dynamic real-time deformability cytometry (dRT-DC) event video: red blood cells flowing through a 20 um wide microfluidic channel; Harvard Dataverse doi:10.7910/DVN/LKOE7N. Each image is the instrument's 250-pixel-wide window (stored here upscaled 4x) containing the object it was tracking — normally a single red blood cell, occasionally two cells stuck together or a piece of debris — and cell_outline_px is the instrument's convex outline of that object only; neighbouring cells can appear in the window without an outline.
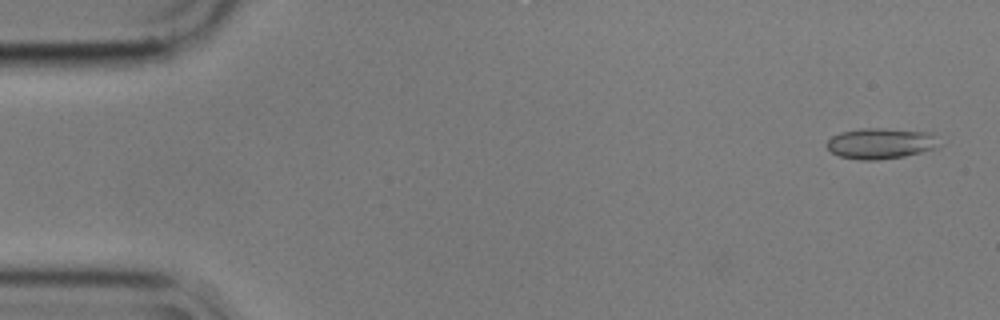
{"species": "common noctule bat (a hibernating species)", "species_latin": "Nyctalus noctula", "temperature_condition": "cold", "stored_images_in_passage": 49, "camera_frame_rate_fps": 3000, "um_per_image_px": 0.085, "animal": {"sex": "male", "body_mass_g": 17.9}, "frame": {"image": 1, "passage_image": 2, "time_ms": 0.333, "image_size_px": [1000, 320], "cell_outline_px": [[940, 144], [936, 148], [904, 156], [876, 160], [860, 160], [840, 156], [832, 152], [824, 144], [832, 136], [840, 132], [860, 128], [880, 128], [928, 132]], "centroid_in_image_um": [74.79, 12.19], "position_along_channel_um": 10.2, "area_um2": 19.94}}
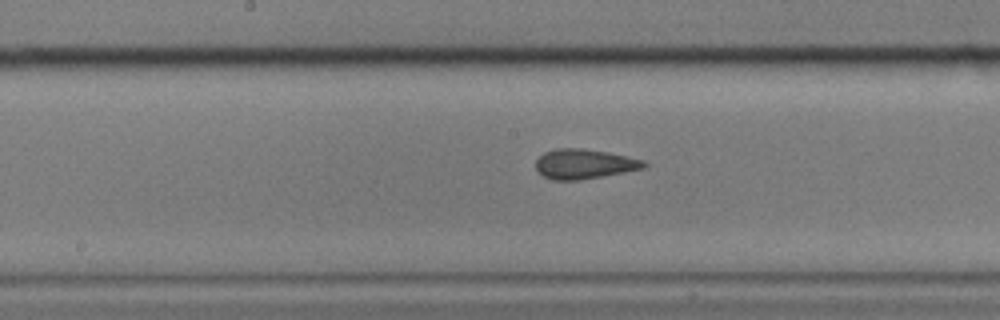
{"frame": {"image": 2, "passage_image": 27, "time_ms": 8.667, "image_size_px": [1000, 320], "cell_outline_px": [[648, 164], [644, 168], [624, 172], [580, 180], [552, 180], [544, 176], [536, 168], [536, 160], [544, 152], [556, 148], [584, 148], [608, 152], [628, 156], [644, 160]], "centroid_in_image_um": [49.67, 13.93], "position_along_channel_um": 198.5, "area_um2": 18.79}}
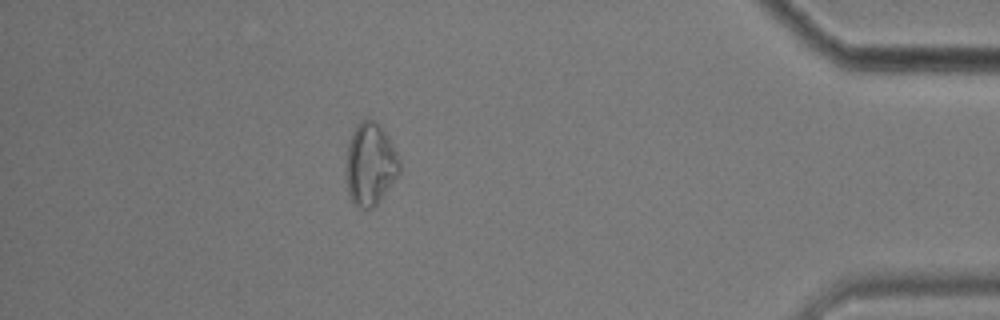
{"frame": {"image": 3, "passage_image": 48, "time_ms": 15.667, "image_size_px": [1000, 320], "cell_outline_px": [[400, 172], [380, 200], [372, 208], [356, 208], [352, 204], [348, 196], [344, 172], [348, 144], [352, 132], [356, 124], [360, 120], [372, 120], [380, 124], [392, 144], [400, 160]], "centroid_in_image_um": [31.43, 13.98], "position_along_channel_um": 403.8, "area_um2": 26.13}, "authors_computed_cell_mechanics": {"area_um2": 18.9006, "velocity_mm_per_s": 3.5744, "shape_relaxation_time_tau1_ms": 5.3763, "shape_relaxation_time_tau2_ms": 1.6865, "deformation_change_tau1": 0.0779, "deformation_change_tau2": 0.0384}}